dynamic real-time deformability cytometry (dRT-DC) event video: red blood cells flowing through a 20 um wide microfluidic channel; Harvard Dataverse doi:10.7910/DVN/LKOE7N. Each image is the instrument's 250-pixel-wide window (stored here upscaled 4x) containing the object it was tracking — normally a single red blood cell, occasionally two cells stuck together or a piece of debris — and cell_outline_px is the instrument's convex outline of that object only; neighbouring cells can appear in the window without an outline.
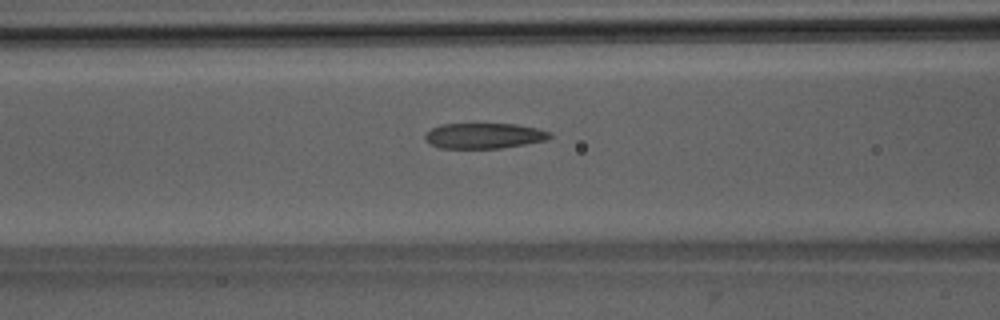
{"species": "Egyptian fruit bat (a non-hibernating species)", "species_latin": "Rousettus aegyptiacus", "temperature_condition": "room temperature", "stored_images_in_passage": 41, "camera_frame_rate_fps": 3000, "um_per_image_px": 0.085, "animal": {"sex": "male"}, "frame": {"image": 1, "passage_image": 11, "time_ms": 3.333, "image_size_px": [1000, 320], "cell_outline_px": [[552, 136], [548, 140], [500, 148], [440, 148], [432, 144], [424, 136], [432, 128], [440, 124], [516, 124], [536, 128], [552, 132]], "centroid_in_image_um": [41.19, 11.53], "position_along_channel_um": 125.4, "area_um2": 18.38}}
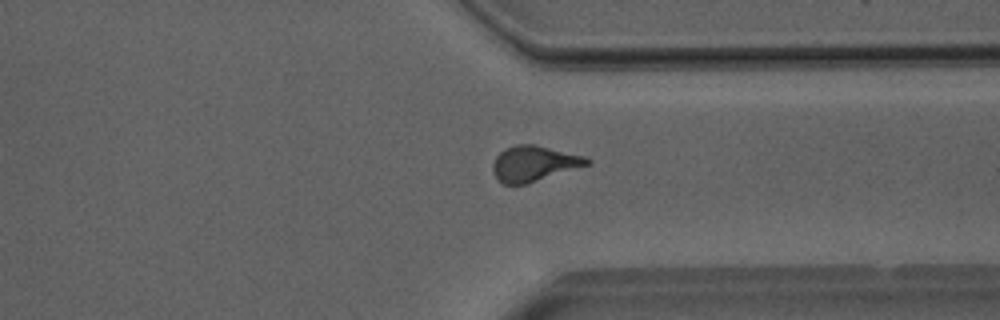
{"frame": {"image": 2, "passage_image": 29, "time_ms": 9.333, "image_size_px": [1000, 320], "cell_outline_px": [[592, 164], [528, 184], [504, 184], [496, 176], [492, 168], [492, 164], [496, 156], [504, 148], [516, 144], [532, 144], [584, 156], [592, 160]], "centroid_in_image_um": [45.41, 13.91], "position_along_channel_um": 366.0, "area_um2": 19.54}}
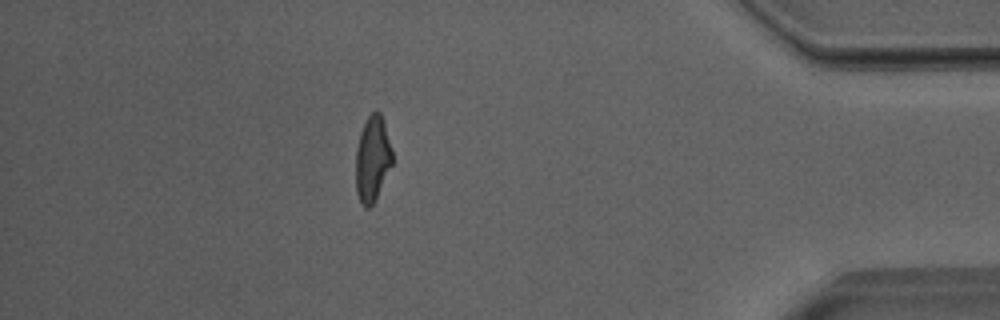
{"frame": {"image": 3, "passage_image": 35, "time_ms": 11.333, "image_size_px": [1000, 320], "cell_outline_px": [[392, 164], [372, 204], [368, 208], [364, 208], [360, 204], [356, 192], [356, 148], [360, 132], [368, 116], [376, 108], [380, 112], [392, 148]], "centroid_in_image_um": [31.64, 13.49], "position_along_channel_um": 403.6, "area_um2": 18.09}, "authors_computed_cell_mechanics": {"area_um2": 19.074, "velocity_mm_per_s": 4.0192, "shape_relaxation_time_tau1_ms": 7.6844, "shape_relaxation_time_tau2_ms": 1.5836, "deformation_change_tau1": 0.2285, "deformation_change_tau2": 0.1115}}